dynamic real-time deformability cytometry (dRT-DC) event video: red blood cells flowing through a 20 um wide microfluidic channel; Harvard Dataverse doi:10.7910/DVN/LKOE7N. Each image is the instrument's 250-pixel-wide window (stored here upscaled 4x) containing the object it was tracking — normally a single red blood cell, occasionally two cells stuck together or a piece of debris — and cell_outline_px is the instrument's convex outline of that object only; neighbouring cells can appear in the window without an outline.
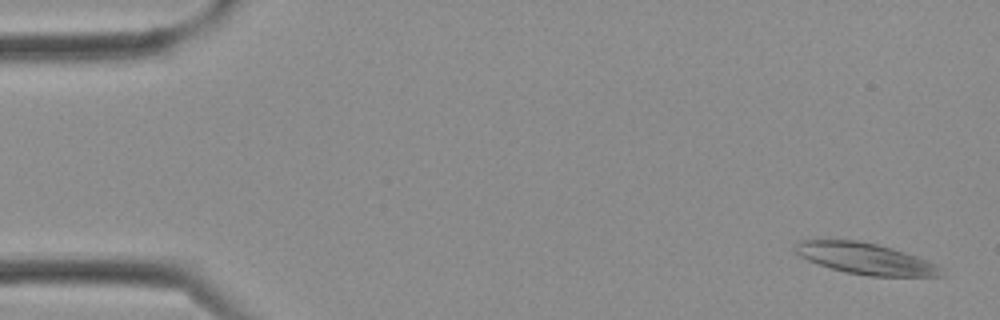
{"species": "Egyptian fruit bat (a non-hibernating species)", "species_latin": "Rousettus aegyptiacus", "temperature_condition": "cold", "stored_images_in_passage": 4, "camera_frame_rate_fps": 3000, "um_per_image_px": 0.085, "frame": {"image": 1, "passage_image": 1, "time_ms": 0.0, "image_size_px": [1000, 320], "cell_outline_px": [[948, 276], [868, 276], [844, 272], [808, 260], [800, 256], [792, 248], [792, 244], [800, 240], [856, 240], [876, 244], [892, 248], [928, 260], [936, 264]], "centroid_in_image_um": [73.56, 21.98], "position_along_channel_um": 11.4, "area_um2": 26.59}}